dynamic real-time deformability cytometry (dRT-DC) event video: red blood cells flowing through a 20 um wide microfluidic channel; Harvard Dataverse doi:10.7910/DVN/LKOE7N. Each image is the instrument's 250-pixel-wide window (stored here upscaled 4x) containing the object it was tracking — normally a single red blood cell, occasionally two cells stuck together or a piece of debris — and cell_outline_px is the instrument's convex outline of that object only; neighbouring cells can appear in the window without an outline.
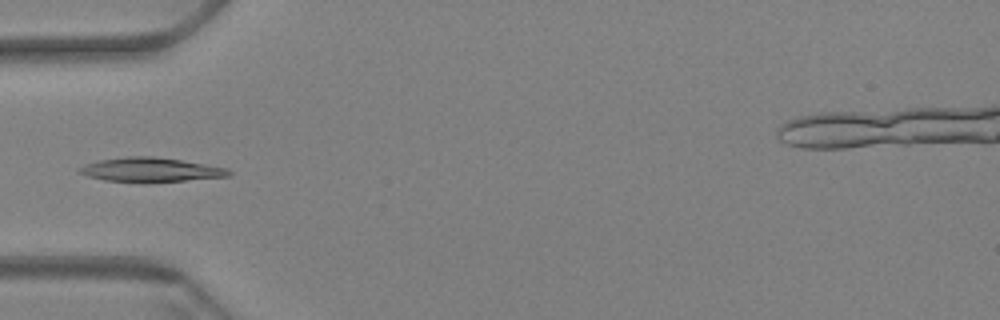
{"species": "Egyptian fruit bat (a non-hibernating species)", "species_latin": "Rousettus aegyptiacus", "temperature_condition": "warm", "stored_images_in_passage": 42, "camera_frame_rate_fps": 3000, "um_per_image_px": 0.085, "animal": {"sex": "female"}, "frame": {"image": 1, "passage_image": 1, "time_ms": 0.0, "image_size_px": [1000, 320], "cell_outline_px": [[232, 172], [228, 176], [144, 184], [104, 180], [88, 176], [80, 172], [76, 168], [100, 160], [128, 156], [152, 156], [180, 160], [228, 168]], "centroid_in_image_um": [12.79, 14.45], "position_along_channel_um": 72.2, "area_um2": 21.21}}
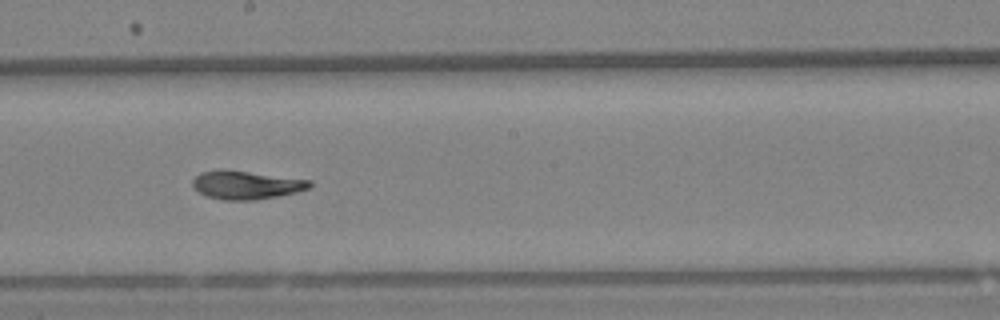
{"frame": {"image": 2, "passage_image": 15, "time_ms": 4.667, "image_size_px": [1000, 320], "cell_outline_px": [[312, 184], [308, 188], [296, 192], [256, 200], [224, 200], [208, 196], [200, 192], [192, 184], [192, 180], [200, 172], [248, 172], [312, 180]], "centroid_in_image_um": [20.98, 15.75], "position_along_channel_um": 227.2, "area_um2": 18.5}}
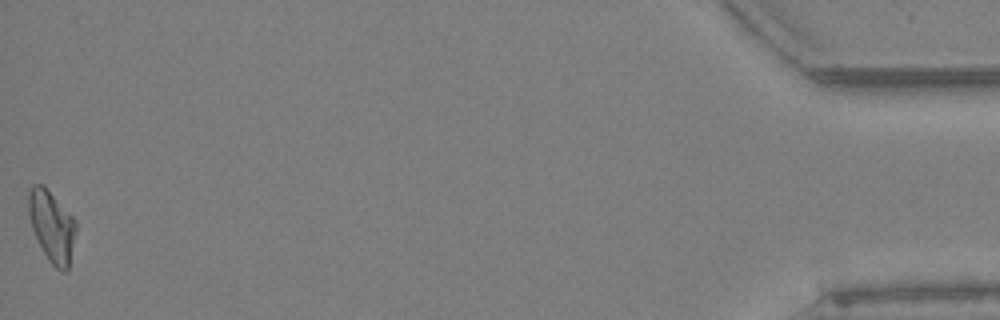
{"frame": {"image": 3, "passage_image": 42, "time_ms": 13.667, "image_size_px": [1000, 320], "cell_outline_px": [[76, 232], [68, 268], [64, 272], [60, 272], [48, 260], [32, 228], [28, 212], [28, 192], [32, 184], [44, 184], [76, 220]], "centroid_in_image_um": [4.4, 19.19], "position_along_channel_um": 430.8, "area_um2": 19.65}}